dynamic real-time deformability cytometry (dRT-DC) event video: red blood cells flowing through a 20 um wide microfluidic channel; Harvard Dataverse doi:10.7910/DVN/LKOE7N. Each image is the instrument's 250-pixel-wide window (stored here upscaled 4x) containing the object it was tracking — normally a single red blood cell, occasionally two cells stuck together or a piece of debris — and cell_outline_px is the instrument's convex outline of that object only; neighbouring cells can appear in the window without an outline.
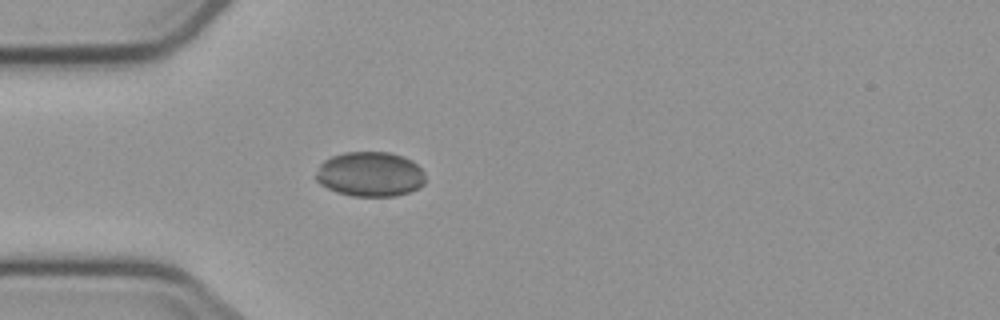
{"species": "common noctule bat (a hibernating species)", "species_latin": "Nyctalus noctula", "temperature_condition": "cold", "stored_images_in_passage": 3, "camera_frame_rate_fps": 3000, "um_per_image_px": 0.085, "animal": {"sex": "male", "body_mass_g": 23.1, "forearm_length_mm": 52.7}, "frame": {"image": 1, "passage_image": 3, "time_ms": 2.333, "image_size_px": [1000, 320], "cell_outline_px": [[424, 184], [408, 192], [392, 196], [352, 196], [336, 192], [320, 184], [316, 180], [316, 172], [320, 164], [324, 160], [332, 156], [344, 152], [388, 152], [404, 156], [412, 160], [424, 172]], "centroid_in_image_um": [31.44, 14.8], "position_along_channel_um": 53.6, "area_um2": 28.55}}